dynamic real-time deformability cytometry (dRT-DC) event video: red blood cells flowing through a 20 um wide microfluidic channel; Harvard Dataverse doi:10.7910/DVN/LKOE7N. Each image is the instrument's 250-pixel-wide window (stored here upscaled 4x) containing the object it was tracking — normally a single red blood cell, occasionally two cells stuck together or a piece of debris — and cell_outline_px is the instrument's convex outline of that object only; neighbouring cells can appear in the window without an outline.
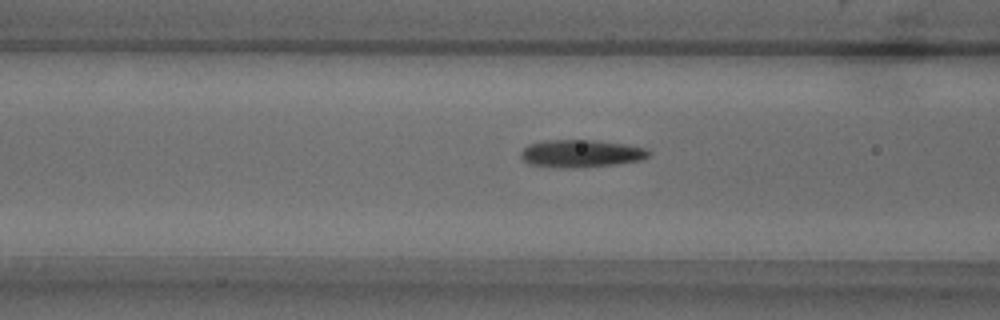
{"species": "common noctule bat (a hibernating species)", "species_latin": "Nyctalus noctula", "temperature_condition": "warm", "stored_images_in_passage": 34, "camera_frame_rate_fps": 3000, "um_per_image_px": 0.085, "animal": {"sex": "male", "body_mass_g": 18.8}, "frame": {"image": 1, "passage_image": 4, "time_ms": 1.0, "image_size_px": [1000, 320], "cell_outline_px": [[652, 156], [644, 160], [616, 164], [576, 168], [560, 168], [528, 164], [520, 160], [520, 152], [528, 144], [544, 140], [596, 140], [624, 144], [648, 148], [652, 152]], "centroid_in_image_um": [49.41, 13.05], "position_along_channel_um": 117.2, "area_um2": 21.1}}
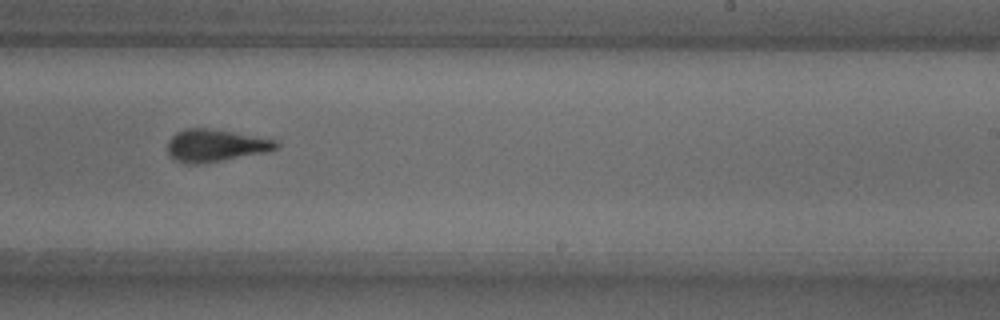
{"frame": {"image": 2, "passage_image": 16, "time_ms": 5.0, "image_size_px": [1000, 320], "cell_outline_px": [[280, 144], [276, 148], [268, 152], [200, 164], [192, 164], [176, 160], [168, 152], [168, 140], [176, 132], [184, 128], [208, 128], [276, 140]], "centroid_in_image_um": [18.31, 12.36], "position_along_channel_um": 270.7, "area_um2": 20.23}}
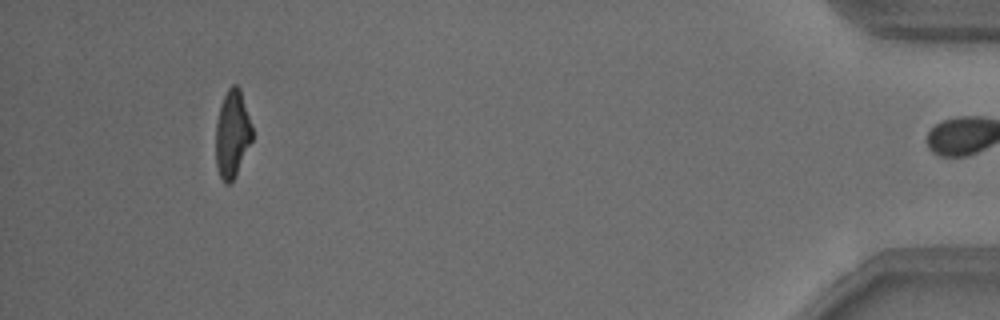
{"frame": {"image": 3, "passage_image": 33, "time_ms": 10.667, "image_size_px": [1000, 320], "cell_outline_px": [[252, 140], [236, 176], [232, 184], [224, 184], [216, 168], [216, 120], [220, 104], [228, 88], [232, 84], [236, 84], [240, 88], [252, 124]], "centroid_in_image_um": [19.74, 11.4], "position_along_channel_um": 415.5, "area_um2": 18.9}}